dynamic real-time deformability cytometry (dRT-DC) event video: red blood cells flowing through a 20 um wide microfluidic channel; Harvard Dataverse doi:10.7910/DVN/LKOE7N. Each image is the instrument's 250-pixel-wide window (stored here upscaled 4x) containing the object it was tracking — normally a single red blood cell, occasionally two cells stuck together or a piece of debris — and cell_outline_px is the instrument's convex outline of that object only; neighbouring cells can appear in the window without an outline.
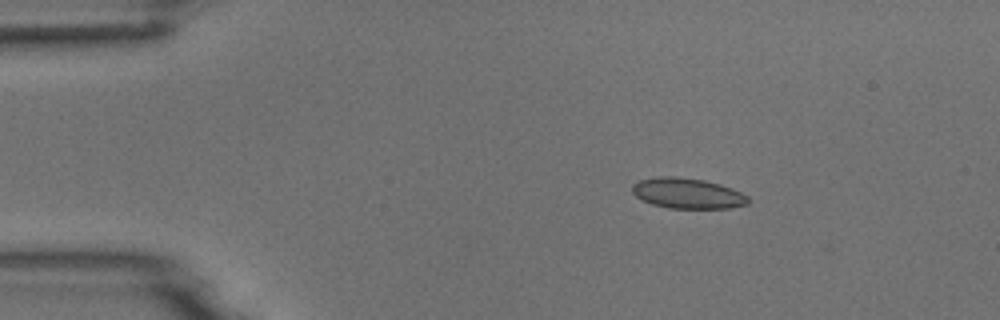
{"species": "common noctule bat (a hibernating species)", "species_latin": "Nyctalus noctula", "temperature_condition": "room temperature", "stored_images_in_passage": 5, "camera_frame_rate_fps": 3000, "um_per_image_px": 0.085, "animal": {"sex": "male", "body_mass_g": 18.8}, "frame": {"image": 1, "passage_image": 2, "time_ms": 1.0, "image_size_px": [1000, 320], "cell_outline_px": [[748, 204], [728, 208], [668, 208], [652, 204], [636, 196], [632, 192], [632, 184], [640, 180], [656, 176], [676, 176], [704, 180], [720, 184], [732, 188], [748, 196]], "centroid_in_image_um": [58.42, 16.42], "position_along_channel_um": 26.6, "area_um2": 20.58}}
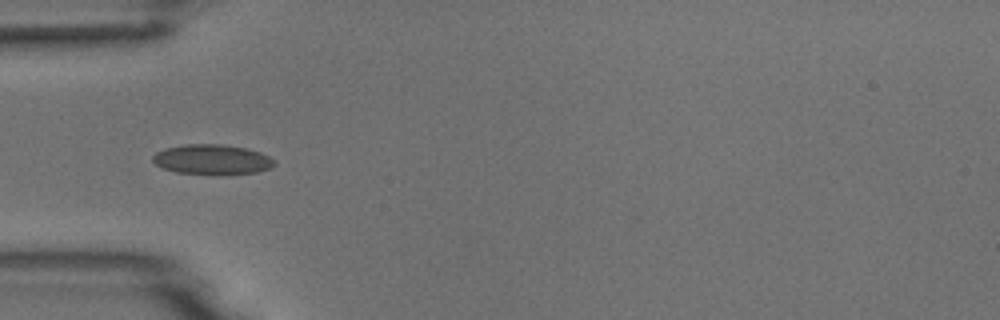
{"frame": {"image": 2, "passage_image": 4, "time_ms": 3.667, "image_size_px": [1000, 320], "cell_outline_px": [[276, 164], [268, 168], [256, 172], [216, 176], [176, 172], [164, 168], [156, 164], [152, 160], [152, 156], [156, 152], [164, 148], [184, 144], [224, 144], [244, 148], [260, 152], [268, 156]], "centroid_in_image_um": [17.99, 13.57], "position_along_channel_um": 67.0, "area_um2": 21.5}}